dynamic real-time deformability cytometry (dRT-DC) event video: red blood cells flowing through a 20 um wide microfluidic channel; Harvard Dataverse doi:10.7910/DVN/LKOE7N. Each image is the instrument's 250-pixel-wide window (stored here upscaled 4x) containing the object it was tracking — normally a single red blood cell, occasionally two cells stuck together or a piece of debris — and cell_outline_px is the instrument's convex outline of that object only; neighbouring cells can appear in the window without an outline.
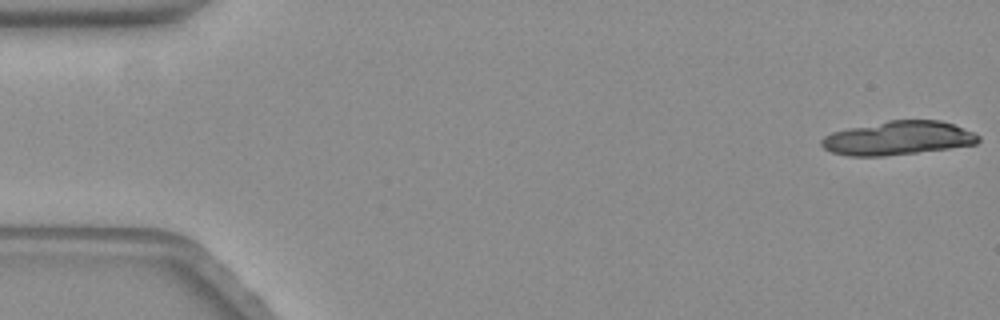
{"species": "common noctule bat (a hibernating species)", "species_latin": "Nyctalus noctula", "temperature_condition": "warm", "stored_images_in_passage": 44, "camera_frame_rate_fps": 3000, "um_per_image_px": 0.085, "animal": {"sex": "female", "body_mass_g": 19.3, "forearm_length_mm": 54.1}, "frame": {"image": 1, "passage_image": 1, "time_ms": 0.0, "image_size_px": [1000, 320], "cell_outline_px": [[980, 140], [976, 144], [948, 148], [884, 156], [848, 156], [832, 152], [824, 148], [820, 144], [820, 140], [824, 136], [832, 132], [848, 128], [888, 120], [940, 120], [952, 124], [972, 132], [980, 136]], "centroid_in_image_um": [76.29, 11.74], "position_along_channel_um": 8.7, "area_um2": 30.69}}